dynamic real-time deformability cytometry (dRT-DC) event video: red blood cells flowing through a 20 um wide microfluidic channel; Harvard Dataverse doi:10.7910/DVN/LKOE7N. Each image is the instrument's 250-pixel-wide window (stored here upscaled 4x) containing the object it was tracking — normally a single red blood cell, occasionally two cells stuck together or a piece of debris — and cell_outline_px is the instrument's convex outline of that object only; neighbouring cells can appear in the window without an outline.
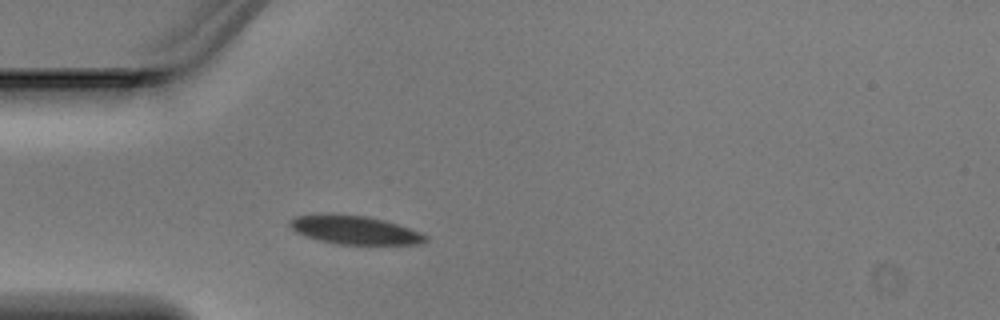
{"species": "Egyptian fruit bat (a non-hibernating species)", "species_latin": "Rousettus aegyptiacus", "temperature_condition": "warm", "stored_images_in_passage": 2, "camera_frame_rate_fps": 3000, "um_per_image_px": 0.085, "animal": {"sex": "male"}, "frame": {"image": 1, "passage_image": 2, "time_ms": 0.333, "image_size_px": [1000, 320], "cell_outline_px": [[428, 240], [420, 244], [336, 244], [304, 236], [296, 232], [288, 224], [288, 220], [296, 216], [328, 212], [368, 216], [384, 220], [420, 232], [428, 236]], "centroid_in_image_um": [30.09, 19.52], "position_along_channel_um": 54.9, "area_um2": 22.83}}